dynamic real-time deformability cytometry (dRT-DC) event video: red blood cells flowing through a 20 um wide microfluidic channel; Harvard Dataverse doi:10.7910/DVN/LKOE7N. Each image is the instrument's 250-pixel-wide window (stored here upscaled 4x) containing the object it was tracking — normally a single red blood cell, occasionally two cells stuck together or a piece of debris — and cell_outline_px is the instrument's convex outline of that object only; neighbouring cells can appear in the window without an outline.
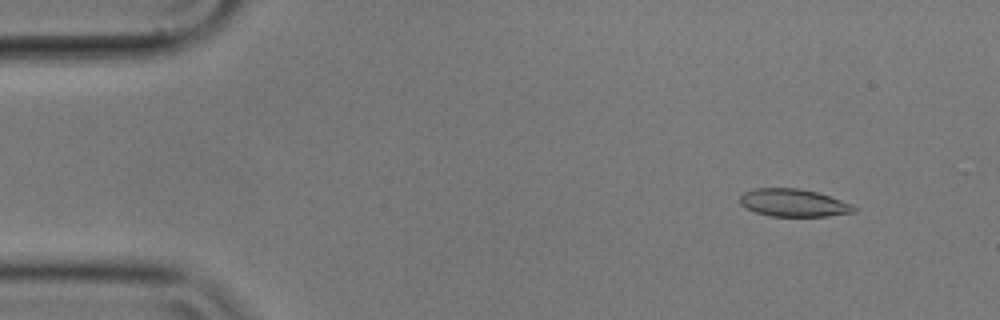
{"species": "common noctule bat (a hibernating species)", "species_latin": "Nyctalus noctula", "temperature_condition": "cold", "stored_images_in_passage": 55, "camera_frame_rate_fps": 3000, "um_per_image_px": 0.085, "animal": {"sex": "male", "body_mass_g": 17.9}, "frame": {"image": 1, "passage_image": 5, "time_ms": 1.333, "image_size_px": [1000, 320], "cell_outline_px": [[856, 212], [828, 216], [768, 216], [756, 212], [740, 204], [740, 196], [744, 192], [752, 188], [796, 188], [816, 192], [852, 204], [856, 208]], "centroid_in_image_um": [67.43, 17.24], "position_along_channel_um": 17.6, "area_um2": 18.26}}
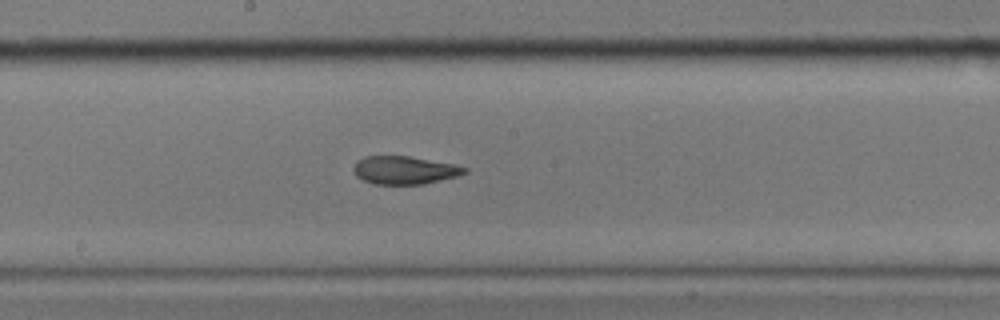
{"frame": {"image": 2, "passage_image": 29, "time_ms": 9.333, "image_size_px": [1000, 320], "cell_outline_px": [[468, 172], [456, 176], [424, 184], [376, 184], [364, 180], [356, 176], [352, 168], [356, 160], [364, 156], [408, 156], [456, 164], [468, 168]], "centroid_in_image_um": [34.37, 14.45], "position_along_channel_um": 213.8, "area_um2": 18.21}}
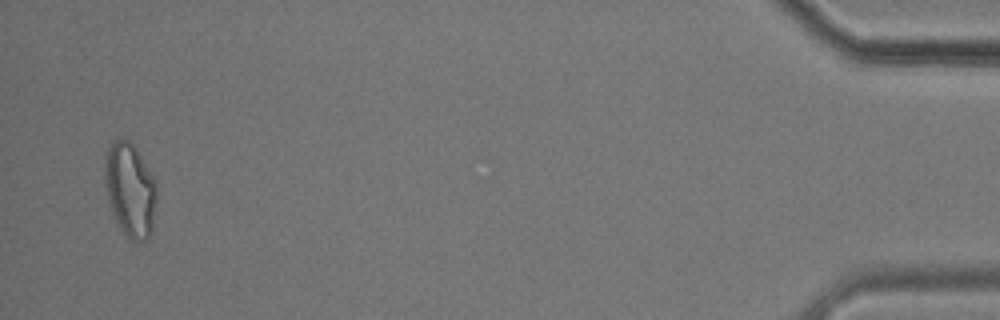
{"frame": {"image": 3, "passage_image": 54, "time_ms": 17.667, "image_size_px": [1000, 320], "cell_outline_px": [[156, 204], [152, 232], [148, 240], [132, 240], [120, 228], [112, 212], [108, 196], [104, 176], [104, 156], [112, 140], [128, 140], [132, 144], [156, 180]], "centroid_in_image_um": [11.07, 16.14], "position_along_channel_um": 424.1, "area_um2": 28.21}, "authors_computed_cell_mechanics": {"area_um2": 19.074, "velocity_mm_per_s": 3.5419, "shape_relaxation_time_tau1_ms": 9.4944, "shape_relaxation_time_tau2_ms": 2.0578, "deformation_change_tau1": 0.2302, "deformation_change_tau2": 0.0928}}